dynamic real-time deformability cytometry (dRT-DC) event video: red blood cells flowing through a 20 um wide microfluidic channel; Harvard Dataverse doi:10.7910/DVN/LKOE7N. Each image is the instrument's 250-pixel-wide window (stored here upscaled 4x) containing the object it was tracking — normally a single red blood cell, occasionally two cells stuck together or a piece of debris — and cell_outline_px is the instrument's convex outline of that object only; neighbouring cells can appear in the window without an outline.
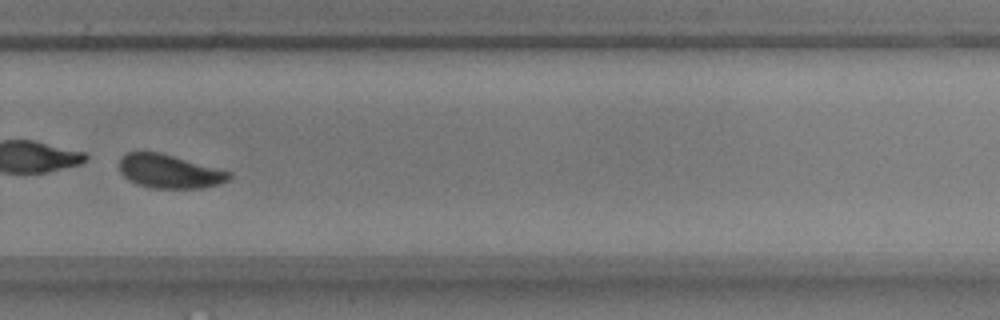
{"species": "common noctule bat (a hibernating species)", "species_latin": "Nyctalus noctula", "temperature_condition": "warm", "stored_images_in_passage": 52, "camera_frame_rate_fps": 3000, "um_per_image_px": 0.085, "animal": {"sex": "male", "body_mass_g": 17.9, "forearm_length_mm": 54.2}, "frame": {"image": 1, "passage_image": 37, "time_ms": 12.0, "image_size_px": [1000, 320], "cell_outline_px": [[232, 176], [228, 180], [220, 184], [204, 188], [148, 188], [136, 184], [128, 180], [120, 172], [120, 156], [128, 152], [160, 152], [232, 172]], "centroid_in_image_um": [14.4, 14.57], "position_along_channel_um": 315.4, "area_um2": 21.73}}